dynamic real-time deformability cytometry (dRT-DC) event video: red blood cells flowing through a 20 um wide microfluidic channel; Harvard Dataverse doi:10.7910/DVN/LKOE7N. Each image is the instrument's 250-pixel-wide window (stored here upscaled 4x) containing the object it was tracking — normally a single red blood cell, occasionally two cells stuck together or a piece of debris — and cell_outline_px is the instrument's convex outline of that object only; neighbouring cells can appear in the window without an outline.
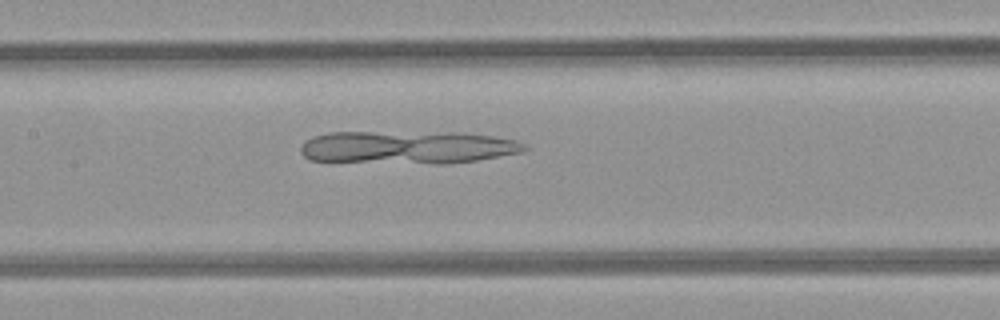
{"species": "common noctule bat (a hibernating species)", "species_latin": "Nyctalus noctula", "temperature_condition": "room temperature", "stored_images_in_passage": 49, "camera_frame_rate_fps": 3000, "um_per_image_px": 0.085, "animal": {"sex": "female", "body_mass_g": 21.9}, "frame": {"image": 1, "passage_image": 23, "time_ms": 7.333, "image_size_px": [1000, 320], "cell_outline_px": [[528, 148], [520, 152], [476, 160], [448, 164], [436, 164], [308, 160], [300, 152], [300, 148], [308, 140], [316, 136], [328, 132], [452, 132], [492, 136], [516, 140], [524, 144]], "centroid_in_image_um": [34.64, 12.52], "position_along_channel_um": 172.8, "area_um2": 42.83}}
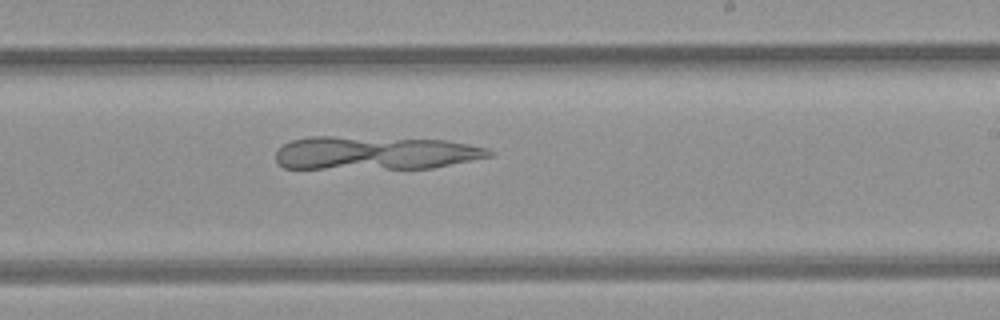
{"frame": {"image": 2, "passage_image": 29, "time_ms": 9.333, "image_size_px": [1000, 320], "cell_outline_px": [[492, 156], [432, 168], [284, 168], [276, 160], [276, 152], [284, 144], [292, 140], [308, 136], [332, 136], [444, 140], [468, 144], [488, 148], [492, 152]], "centroid_in_image_um": [31.88, 13.0], "position_along_channel_um": 257.1, "area_um2": 41.33}}
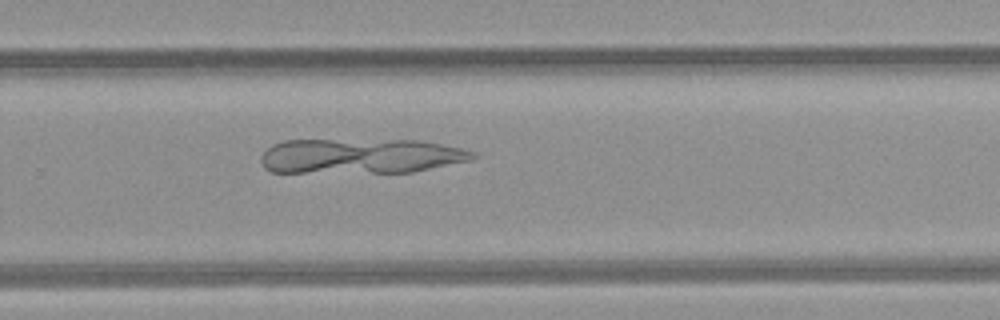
{"frame": {"image": 3, "passage_image": 32, "time_ms": 10.333, "image_size_px": [1000, 320], "cell_outline_px": [[480, 156], [472, 160], [412, 172], [272, 172], [264, 168], [260, 160], [260, 156], [272, 144], [284, 140], [420, 140], [460, 148], [472, 152]], "centroid_in_image_um": [30.64, 13.26], "position_along_channel_um": 299.2, "area_um2": 43.23}}